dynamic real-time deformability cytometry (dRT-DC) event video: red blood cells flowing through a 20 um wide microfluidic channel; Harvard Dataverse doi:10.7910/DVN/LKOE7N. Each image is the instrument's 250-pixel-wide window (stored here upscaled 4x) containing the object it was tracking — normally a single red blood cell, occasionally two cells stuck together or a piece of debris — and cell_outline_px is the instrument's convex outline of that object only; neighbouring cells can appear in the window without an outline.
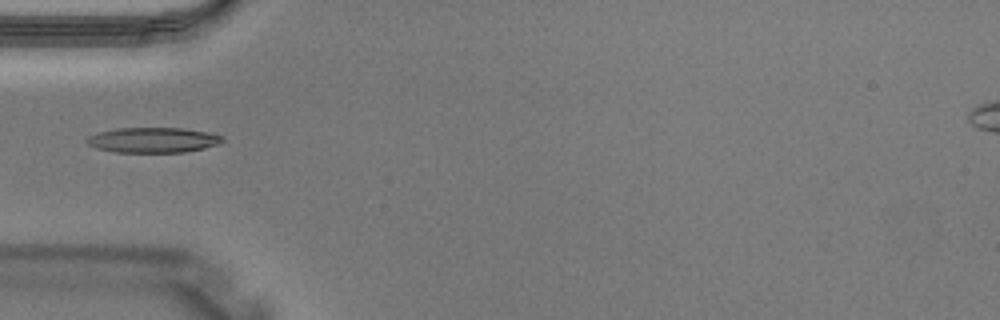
{"species": "Egyptian fruit bat (a non-hibernating species)", "species_latin": "Rousettus aegyptiacus", "temperature_condition": "warm", "stored_images_in_passage": 4, "camera_frame_rate_fps": 3000, "um_per_image_px": 0.085, "animal": {"sex": "male"}, "frame": {"image": 1, "passage_image": 4, "time_ms": 1.0, "image_size_px": [1000, 320], "cell_outline_px": [[224, 140], [220, 144], [204, 148], [184, 152], [116, 152], [96, 148], [88, 144], [84, 140], [88, 136], [100, 132], [116, 128], [184, 128], [208, 132], [224, 136]], "centroid_in_image_um": [13.03, 11.9], "position_along_channel_um": 72.0, "area_um2": 20.0}}